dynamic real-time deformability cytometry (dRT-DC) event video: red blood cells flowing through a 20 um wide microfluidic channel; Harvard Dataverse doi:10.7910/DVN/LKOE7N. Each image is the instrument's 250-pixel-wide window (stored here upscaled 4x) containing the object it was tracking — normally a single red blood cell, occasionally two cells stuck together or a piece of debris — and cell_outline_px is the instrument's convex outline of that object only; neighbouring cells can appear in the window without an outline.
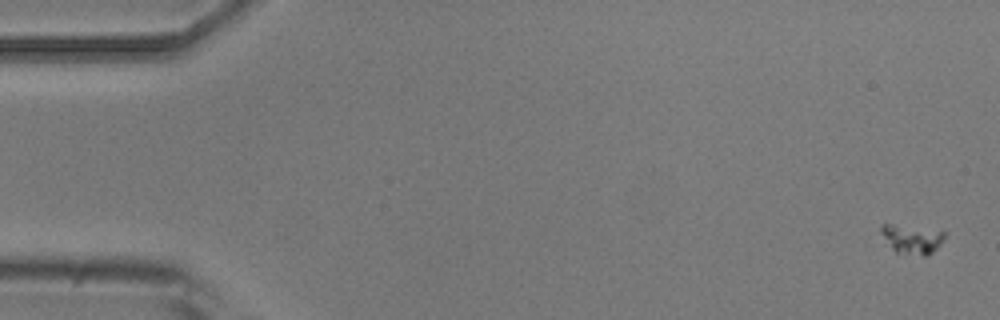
{"species": "common noctule bat (a hibernating species)", "species_latin": "Nyctalus noctula", "temperature_condition": "room temperature", "stored_images_in_passage": 5, "camera_frame_rate_fps": 3000, "um_per_image_px": 0.085, "animal": {"sex": "male", "body_mass_g": 20.5, "forearm_length_mm": 52.5}, "frame": {"image": 1, "passage_image": 1, "time_ms": 0.0, "image_size_px": [1000, 320], "cell_outline_px": [[944, 236], [940, 244], [932, 252], [924, 256], [896, 252], [892, 248], [880, 232], [880, 228], [884, 224], [892, 224], [944, 232]], "centroid_in_image_um": [77.48, 20.33], "position_along_channel_um": 7.5, "area_um2": 10.23}}
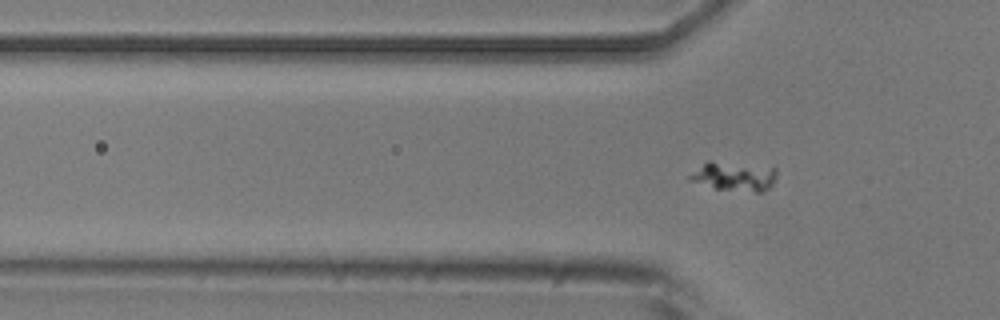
{"frame": {"image": 2, "passage_image": 5, "time_ms": 5.333, "image_size_px": [1000, 320], "cell_outline_px": [[776, 176], [772, 184], [764, 192], [756, 192], [716, 188], [688, 180], [688, 176], [708, 160], [712, 160], [776, 168]], "centroid_in_image_um": [62.41, 14.98], "position_along_channel_um": 63.4, "area_um2": 14.57}}